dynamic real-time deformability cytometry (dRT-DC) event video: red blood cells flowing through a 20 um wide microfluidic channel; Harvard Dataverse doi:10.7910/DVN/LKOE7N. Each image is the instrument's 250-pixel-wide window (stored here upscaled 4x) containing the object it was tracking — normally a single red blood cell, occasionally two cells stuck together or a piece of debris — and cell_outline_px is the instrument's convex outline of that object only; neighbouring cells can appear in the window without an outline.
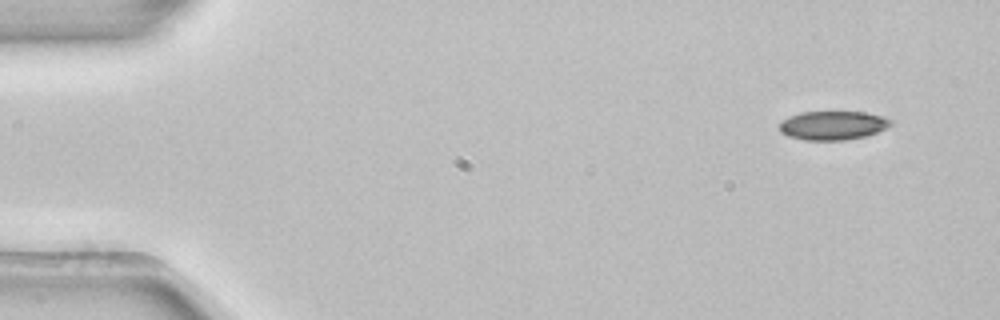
{"species": "common noctule bat (a hibernating species)", "species_latin": "Nyctalus noctula", "temperature_condition": "room temperature", "stored_images_in_passage": 4, "camera_frame_rate_fps": 3000, "um_per_image_px": 0.085, "animal": {"sex": "female", "body_mass_g": 22.7, "forearm_length_mm": 54.2}, "frame": {"image": 1, "passage_image": 1, "time_ms": 0.0, "image_size_px": [1000, 320], "cell_outline_px": [[892, 124], [888, 128], [864, 136], [844, 140], [804, 140], [788, 136], [780, 132], [780, 120], [788, 116], [800, 112], [864, 112], [884, 116], [892, 120]], "centroid_in_image_um": [70.78, 10.65], "position_along_channel_um": 14.2, "area_um2": 18.84}}
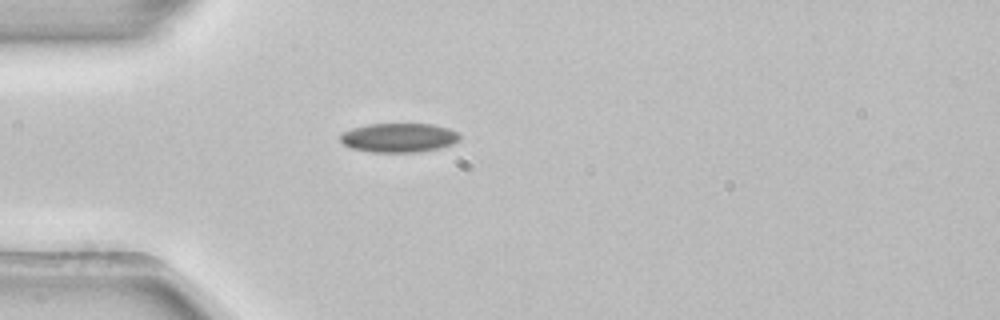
{"frame": {"image": 2, "passage_image": 4, "time_ms": 1.0, "image_size_px": [1000, 320], "cell_outline_px": [[460, 140], [452, 144], [440, 148], [416, 152], [372, 152], [352, 148], [344, 144], [340, 140], [340, 136], [344, 132], [352, 128], [368, 124], [432, 124], [448, 128], [456, 132], [460, 136]], "centroid_in_image_um": [33.91, 11.7], "position_along_channel_um": 51.1, "area_um2": 20.17}}